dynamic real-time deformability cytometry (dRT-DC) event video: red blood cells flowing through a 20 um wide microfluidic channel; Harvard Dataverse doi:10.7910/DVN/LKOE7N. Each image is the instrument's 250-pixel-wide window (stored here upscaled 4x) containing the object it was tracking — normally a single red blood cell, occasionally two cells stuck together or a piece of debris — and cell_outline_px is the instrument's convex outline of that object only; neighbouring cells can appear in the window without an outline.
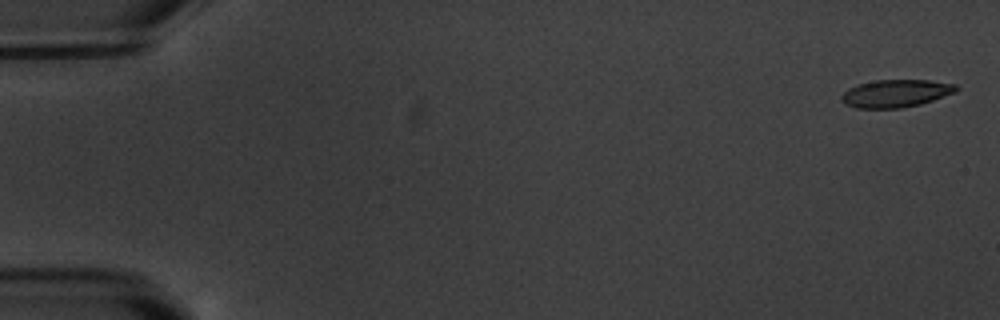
{"species": "common noctule bat (a hibernating species)", "species_latin": "Nyctalus noctula", "temperature_condition": "warm", "stored_images_in_passage": 5, "camera_frame_rate_fps": 3000, "um_per_image_px": 0.085, "animal": {"sex": "male", "body_mass_g": 20.1, "forearm_length_mm": 53.5}, "frame": {"image": 1, "passage_image": 1, "time_ms": 0.0, "image_size_px": [1000, 320], "cell_outline_px": [[960, 88], [956, 92], [920, 104], [900, 108], [856, 108], [844, 104], [840, 100], [840, 96], [848, 88], [860, 84], [876, 80], [928, 80], [956, 84]], "centroid_in_image_um": [76.13, 7.94], "position_along_channel_um": 8.9, "area_um2": 18.5}}
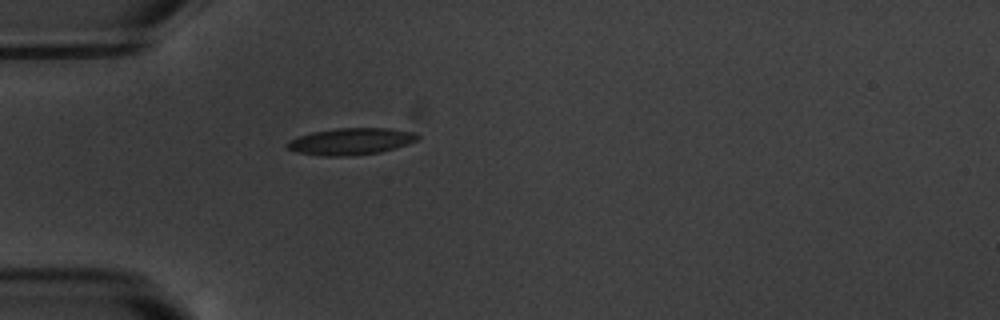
{"frame": {"image": 2, "passage_image": 5, "time_ms": 5.333, "image_size_px": [1000, 320], "cell_outline_px": [[420, 136], [416, 140], [408, 144], [396, 148], [380, 152], [344, 156], [324, 156], [296, 152], [288, 148], [284, 144], [288, 140], [312, 132], [336, 128], [388, 128], [416, 132]], "centroid_in_image_um": [29.83, 12.01], "position_along_channel_um": 55.2, "area_um2": 20.35}}